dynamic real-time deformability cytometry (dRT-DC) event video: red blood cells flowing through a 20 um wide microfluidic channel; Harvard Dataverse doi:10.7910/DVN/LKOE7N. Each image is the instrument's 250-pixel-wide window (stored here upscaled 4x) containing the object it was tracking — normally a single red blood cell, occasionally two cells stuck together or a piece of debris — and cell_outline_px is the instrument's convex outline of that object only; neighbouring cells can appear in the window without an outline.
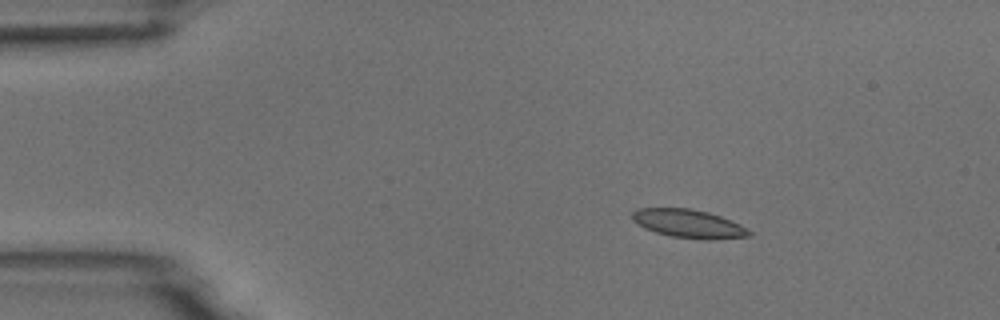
{"species": "common noctule bat (a hibernating species)", "species_latin": "Nyctalus noctula", "temperature_condition": "room temperature", "stored_images_in_passage": 6, "segment_of_instrument_passage": [1, 2], "camera_frame_rate_fps": 3000, "um_per_image_px": 0.085, "animal": {"sex": "male", "body_mass_g": 18.8}, "frame": {"image": 1, "passage_image": 3, "time_ms": 2.333, "image_size_px": [1000, 320], "cell_outline_px": [[752, 236], [708, 240], [704, 240], [672, 236], [656, 232], [644, 228], [636, 224], [632, 220], [632, 212], [636, 208], [688, 208], [708, 212], [720, 216], [740, 224], [752, 232]], "centroid_in_image_um": [58.52, 19.01], "position_along_channel_um": 26.5, "area_um2": 19.42}}